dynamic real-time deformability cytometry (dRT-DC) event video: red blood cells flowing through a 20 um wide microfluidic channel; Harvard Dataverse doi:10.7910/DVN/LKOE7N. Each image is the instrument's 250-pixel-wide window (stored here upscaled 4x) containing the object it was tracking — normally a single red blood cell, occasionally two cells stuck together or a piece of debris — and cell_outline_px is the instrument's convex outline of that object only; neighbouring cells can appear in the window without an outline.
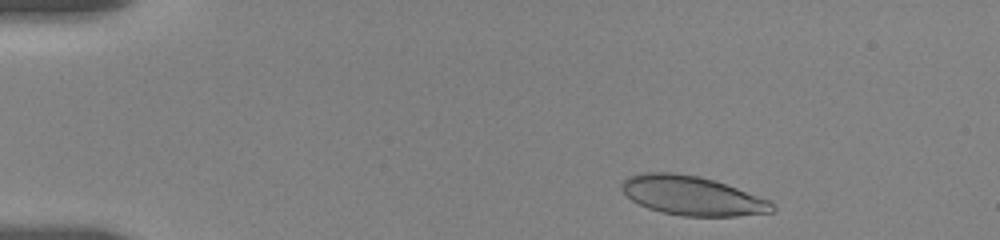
{"species": "human", "species_latin": "Homo sapiens", "temperature_condition": "room temperature", "stored_images_in_passage": 44, "camera_frame_rate_fps": 3000, "um_per_image_px": 0.085, "donor": {"sex": "female"}, "frame": {"image": 1, "passage_image": 3, "time_ms": 0.667, "image_size_px": [1000, 240], "cell_outline_px": [[776, 212], [736, 216], [684, 216], [660, 212], [648, 208], [632, 200], [620, 188], [620, 184], [628, 176], [640, 172], [672, 172], [700, 176], [716, 180], [772, 200], [776, 204]], "centroid_in_image_um": [58.89, 16.63], "position_along_channel_um": 26.1, "area_um2": 34.97}}
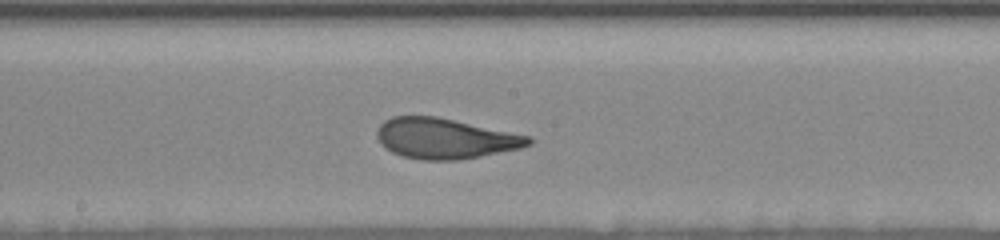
{"frame": {"image": 2, "passage_image": 25, "time_ms": 8.0, "image_size_px": [1000, 240], "cell_outline_px": [[532, 144], [520, 148], [460, 160], [420, 160], [404, 156], [392, 152], [384, 148], [380, 144], [376, 136], [376, 132], [380, 124], [384, 120], [392, 116], [436, 116], [532, 136]], "centroid_in_image_um": [37.81, 11.77], "position_along_channel_um": 210.4, "area_um2": 35.89}}
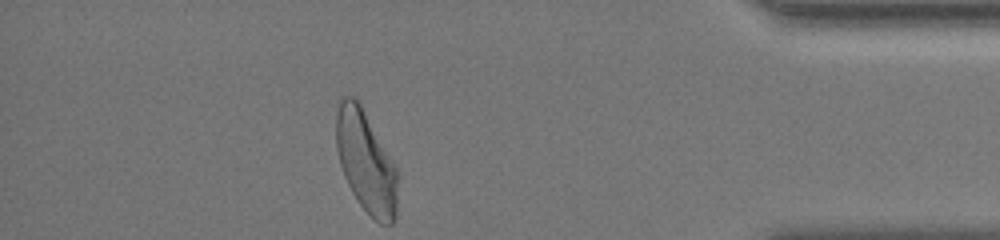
{"frame": {"image": 3, "passage_image": 44, "time_ms": 14.333, "image_size_px": [1000, 240], "cell_outline_px": [[396, 220], [392, 224], [380, 224], [356, 200], [344, 176], [340, 164], [336, 148], [336, 100], [340, 96], [352, 96], [360, 104], [396, 168]], "centroid_in_image_um": [31.05, 13.73], "position_along_channel_um": 404.1, "area_um2": 36.01}, "authors_computed_cell_mechanics": {"area_um2": 35.4892, "velocity_mm_per_s": 3.6075, "shape_relaxation_time_tau1_ms": 5.3723, "shape_relaxation_time_tau2_ms": 0.9182, "deformation_change_tau1": 0.1898, "deformation_change_tau2": 0.0848}}